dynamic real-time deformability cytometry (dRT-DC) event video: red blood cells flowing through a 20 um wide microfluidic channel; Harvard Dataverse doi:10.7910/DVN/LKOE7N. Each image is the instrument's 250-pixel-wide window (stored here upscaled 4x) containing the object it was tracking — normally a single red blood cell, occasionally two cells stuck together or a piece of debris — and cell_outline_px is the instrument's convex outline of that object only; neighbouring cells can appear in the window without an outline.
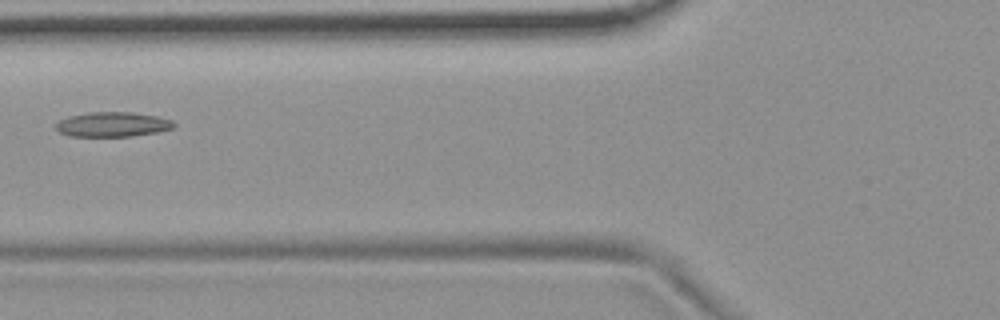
{"species": "common noctule bat (a hibernating species)", "species_latin": "Nyctalus noctula", "temperature_condition": "room temperature", "stored_images_in_passage": 2, "camera_frame_rate_fps": 3000, "um_per_image_px": 0.085, "animal": {"sex": "female", "body_mass_g": 19.9}, "frame": {"image": 1, "passage_image": 2, "time_ms": 0.333, "image_size_px": [1000, 320], "cell_outline_px": [[176, 124], [172, 128], [156, 132], [132, 136], [68, 136], [60, 132], [56, 128], [56, 124], [60, 120], [68, 116], [88, 112], [132, 112], [156, 116], [172, 120]], "centroid_in_image_um": [9.56, 10.57], "position_along_channel_um": 116.2, "area_um2": 16.94}}